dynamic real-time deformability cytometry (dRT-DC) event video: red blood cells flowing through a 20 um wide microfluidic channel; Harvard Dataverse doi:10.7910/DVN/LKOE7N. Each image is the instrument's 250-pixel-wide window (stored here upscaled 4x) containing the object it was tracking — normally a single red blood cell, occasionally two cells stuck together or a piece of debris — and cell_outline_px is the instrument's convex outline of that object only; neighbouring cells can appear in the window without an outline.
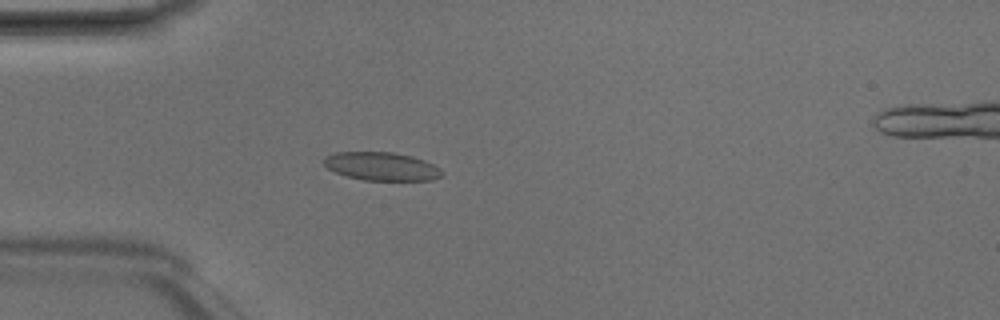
{"species": "Egyptian fruit bat (a non-hibernating species)", "species_latin": "Rousettus aegyptiacus", "temperature_condition": "room temperature", "stored_images_in_passage": 3, "camera_frame_rate_fps": 3000, "um_per_image_px": 0.085, "animal": {"sex": "male"}, "frame": {"image": 1, "passage_image": 3, "time_ms": 0.667, "image_size_px": [1000, 320], "cell_outline_px": [[444, 172], [440, 176], [432, 180], [364, 180], [348, 176], [336, 172], [328, 168], [324, 164], [324, 156], [336, 152], [392, 152], [412, 156], [424, 160], [440, 168]], "centroid_in_image_um": [32.44, 14.13], "position_along_channel_um": 52.6, "area_um2": 19.36}}